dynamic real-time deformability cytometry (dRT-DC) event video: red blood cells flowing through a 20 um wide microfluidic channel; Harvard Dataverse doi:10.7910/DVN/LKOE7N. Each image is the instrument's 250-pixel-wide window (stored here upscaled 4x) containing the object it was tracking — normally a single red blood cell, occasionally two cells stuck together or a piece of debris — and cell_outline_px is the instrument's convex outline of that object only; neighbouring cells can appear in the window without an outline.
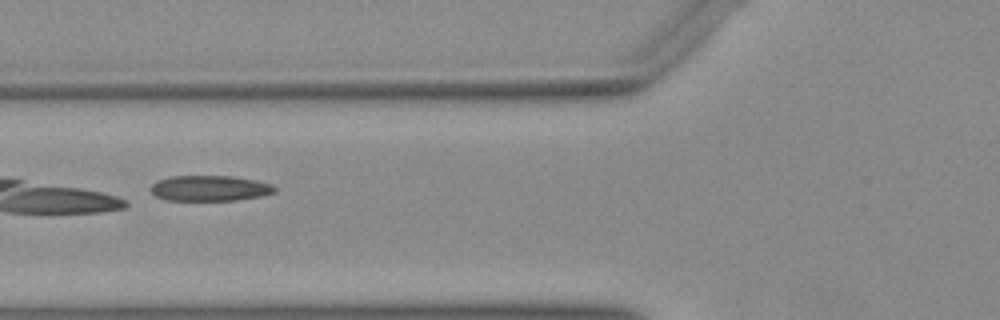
{"species": "Egyptian fruit bat (a non-hibernating species)", "species_latin": "Rousettus aegyptiacus", "temperature_condition": "warm", "stored_images_in_passage": 25, "camera_frame_rate_fps": 3000, "um_per_image_px": 0.085, "animal": {"sex": "female"}, "frame": {"image": 1, "passage_image": 18, "time_ms": 5.667, "image_size_px": [1000, 320], "cell_outline_px": [[276, 192], [260, 196], [236, 200], [164, 200], [152, 196], [148, 188], [156, 180], [172, 176], [232, 176], [256, 180], [272, 184], [276, 188]], "centroid_in_image_um": [17.76, 16.0], "position_along_channel_um": 108.0, "area_um2": 18.73}}